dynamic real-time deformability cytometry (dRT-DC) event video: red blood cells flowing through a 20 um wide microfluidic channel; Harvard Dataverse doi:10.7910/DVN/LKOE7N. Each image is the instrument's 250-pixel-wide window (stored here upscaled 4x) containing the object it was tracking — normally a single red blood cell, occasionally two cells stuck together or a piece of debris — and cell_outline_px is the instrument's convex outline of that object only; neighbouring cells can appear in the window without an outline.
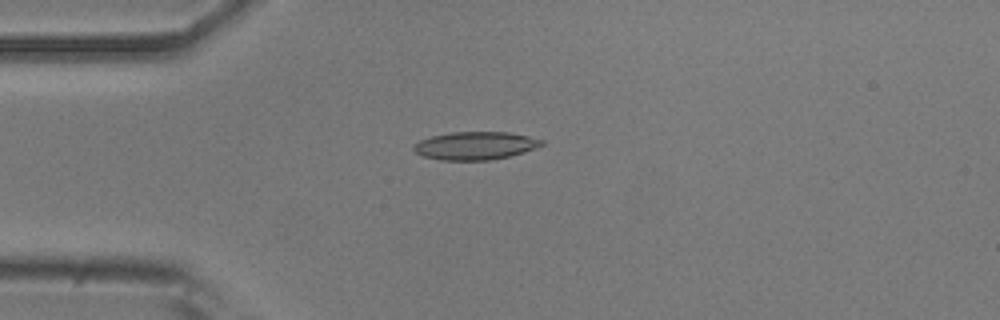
{"species": "common noctule bat (a hibernating species)", "species_latin": "Nyctalus noctula", "temperature_condition": "room temperature", "stored_images_in_passage": 53, "camera_frame_rate_fps": 3000, "um_per_image_px": 0.085, "animal": {"sex": "male", "body_mass_g": 20.5, "forearm_length_mm": 52.5}, "frame": {"image": 1, "passage_image": 13, "time_ms": 4.0, "image_size_px": [1000, 320], "cell_outline_px": [[544, 144], [508, 156], [488, 160], [440, 160], [424, 156], [416, 152], [412, 148], [420, 140], [432, 136], [452, 132], [508, 132], [528, 136], [544, 140]], "centroid_in_image_um": [40.37, 12.37], "position_along_channel_um": 44.6, "area_um2": 20.46}}
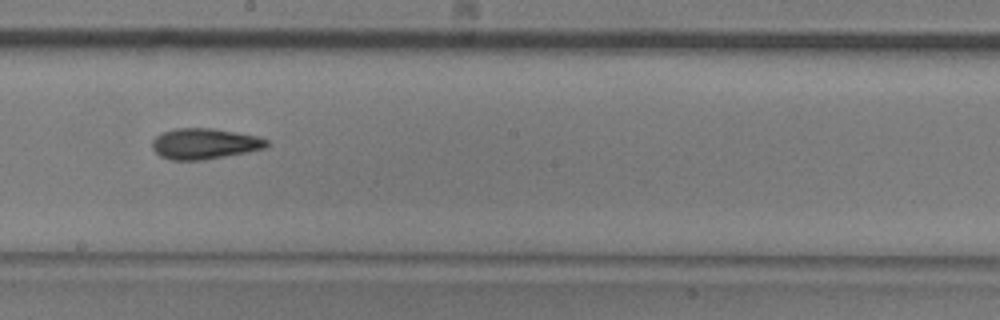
{"frame": {"image": 2, "passage_image": 29, "time_ms": 9.333, "image_size_px": [1000, 320], "cell_outline_px": [[268, 148], [248, 152], [204, 160], [172, 160], [160, 156], [152, 148], [152, 140], [156, 136], [164, 132], [176, 128], [212, 128], [236, 132], [256, 136], [268, 140]], "centroid_in_image_um": [17.4, 12.22], "position_along_channel_um": 230.8, "area_um2": 20.58}}
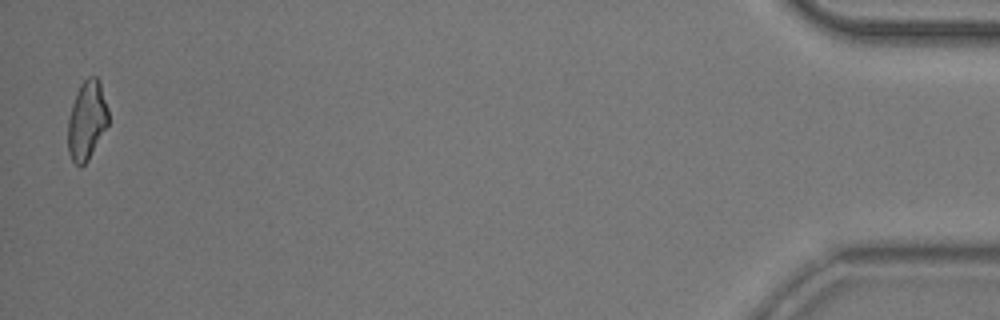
{"frame": {"image": 3, "passage_image": 52, "time_ms": 17.0, "image_size_px": [1000, 320], "cell_outline_px": [[108, 124], [88, 160], [80, 168], [72, 160], [68, 152], [68, 116], [76, 92], [80, 84], [88, 76], [96, 76], [100, 80], [108, 108]], "centroid_in_image_um": [7.38, 10.2], "position_along_channel_um": 427.8, "area_um2": 18.73}, "authors_computed_cell_mechanics": {"area_um2": 19.8832, "velocity_mm_per_s": 3.7911, "shape_relaxation_time_tau1_ms": 7.4317, "shape_relaxation_time_tau2_ms": 4.1203, "deformation_change_tau1": 0.2037, "deformation_change_tau2": 0.1329}}